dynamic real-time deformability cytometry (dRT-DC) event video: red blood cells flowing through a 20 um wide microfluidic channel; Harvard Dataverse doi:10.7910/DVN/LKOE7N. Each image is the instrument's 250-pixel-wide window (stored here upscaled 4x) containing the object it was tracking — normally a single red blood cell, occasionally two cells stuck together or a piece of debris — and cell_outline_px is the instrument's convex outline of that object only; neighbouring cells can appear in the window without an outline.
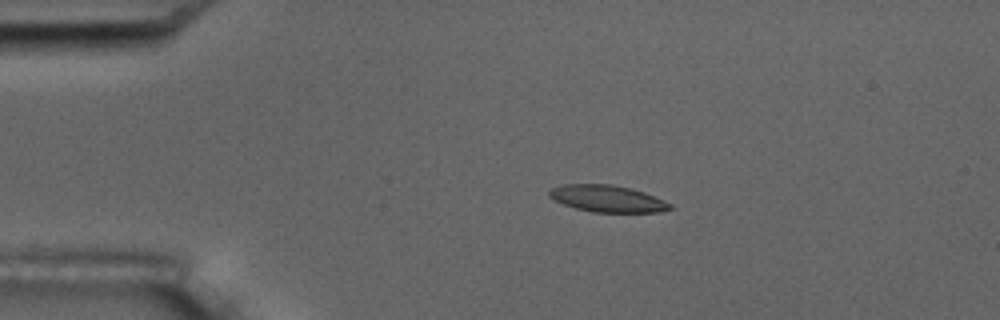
{"species": "common noctule bat (a hibernating species)", "species_latin": "Nyctalus noctula", "temperature_condition": "room temperature", "stored_images_in_passage": 14, "camera_frame_rate_fps": 3000, "um_per_image_px": 0.085, "animal": {"sex": "male", "body_mass_g": 17.5, "forearm_length_mm": 52.3}, "frame": {"image": 1, "passage_image": 3, "time_ms": 2.0, "image_size_px": [1000, 320], "cell_outline_px": [[672, 208], [660, 212], [592, 212], [576, 208], [564, 204], [548, 196], [548, 192], [552, 188], [560, 184], [612, 184], [632, 188], [644, 192], [672, 204]], "centroid_in_image_um": [51.62, 16.87], "position_along_channel_um": 33.4, "area_um2": 18.84}}
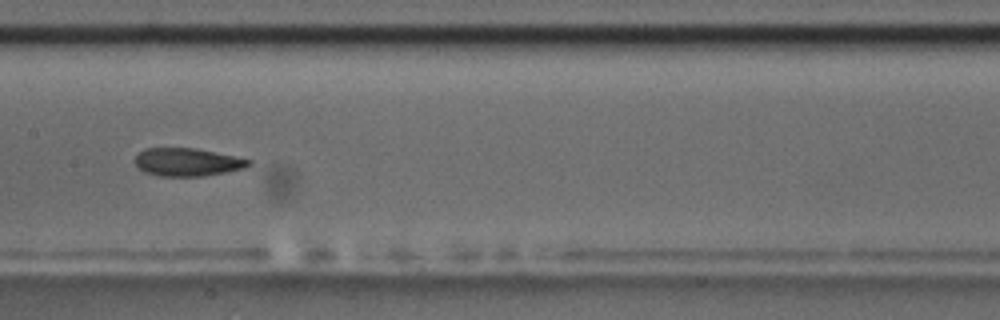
{"frame": {"image": 2, "passage_image": 7, "time_ms": 7.667, "image_size_px": [1000, 320], "cell_outline_px": [[252, 164], [244, 168], [204, 176], [156, 176], [144, 172], [136, 168], [136, 156], [144, 148], [196, 148], [236, 156], [252, 160]], "centroid_in_image_um": [15.92, 13.78], "position_along_channel_um": 191.5, "area_um2": 18.67}, "authors_computed_cell_mechanics": {"area_um2": 19.0451, "velocity_mm_per_s": 3.572, "shape_relaxation_time_tau1_ms": 6.2912, "shape_relaxation_time_tau2_ms": 1.1258, "deformation_change_tau1": 0.132, "deformation_change_tau2": 0.0676}}